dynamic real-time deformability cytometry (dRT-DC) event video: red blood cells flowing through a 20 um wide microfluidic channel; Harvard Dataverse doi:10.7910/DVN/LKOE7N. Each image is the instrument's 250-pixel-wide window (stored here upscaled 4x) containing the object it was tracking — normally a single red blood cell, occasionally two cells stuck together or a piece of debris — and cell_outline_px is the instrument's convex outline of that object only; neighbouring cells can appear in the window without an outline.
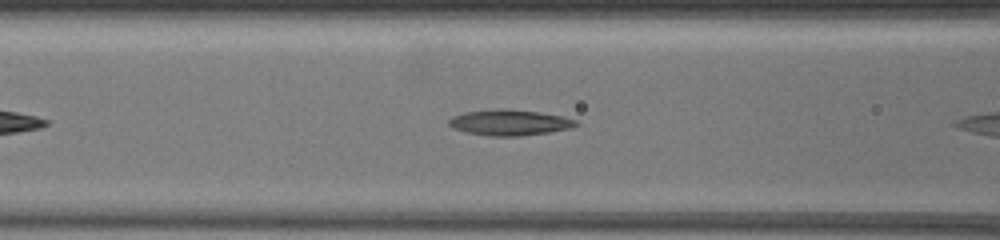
{"species": "common noctule bat (a hibernating species)", "species_latin": "Nyctalus noctula", "temperature_condition": "warm", "stored_images_in_passage": 48, "segment_of_instrument_passage": [2, 2], "camera_frame_rate_fps": 3000, "um_per_image_px": 0.085, "animal": {"sex": "female", "body_mass_g": 19.5, "forearm_length_mm": 54.1}, "frame": {"image": 1, "passage_image": 12, "time_ms": 2.0, "image_size_px": [1000, 240], "cell_outline_px": [[580, 124], [572, 128], [548, 132], [520, 136], [488, 136], [468, 132], [452, 128], [448, 124], [448, 120], [456, 116], [468, 112], [536, 112], [560, 116], [576, 120]], "centroid_in_image_um": [43.37, 10.48], "position_along_channel_um": 123.2, "area_um2": 17.74}}
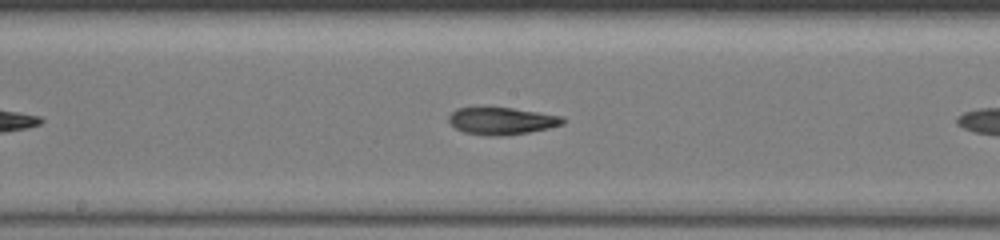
{"frame": {"image": 2, "passage_image": 28, "time_ms": 4.0, "image_size_px": [1000, 240], "cell_outline_px": [[568, 120], [564, 124], [548, 128], [528, 132], [504, 136], [484, 136], [464, 132], [456, 128], [448, 120], [448, 116], [456, 108], [512, 108], [564, 116]], "centroid_in_image_um": [42.69, 10.29], "position_along_channel_um": 205.5, "area_um2": 18.15}}
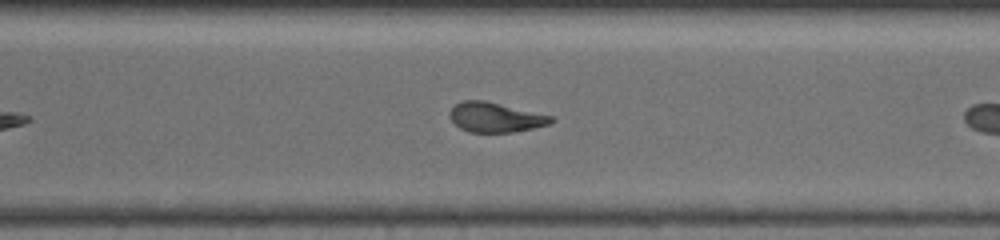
{"frame": {"image": 3, "passage_image": 45, "time_ms": 7.0, "image_size_px": [1000, 240], "cell_outline_px": [[556, 120], [552, 124], [512, 132], [468, 132], [460, 128], [452, 120], [452, 108], [456, 104], [464, 100], [484, 100], [552, 116]], "centroid_in_image_um": [42.16, 9.98], "position_along_channel_um": 328.4, "area_um2": 17.28}}